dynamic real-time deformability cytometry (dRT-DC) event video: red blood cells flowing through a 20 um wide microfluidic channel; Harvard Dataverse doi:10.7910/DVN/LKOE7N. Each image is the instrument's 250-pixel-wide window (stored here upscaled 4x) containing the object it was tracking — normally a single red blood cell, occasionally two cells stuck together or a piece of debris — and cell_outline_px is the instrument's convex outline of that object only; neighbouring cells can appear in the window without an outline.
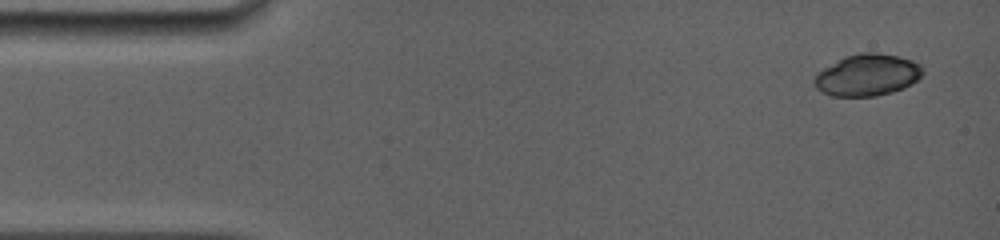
{"species": "common noctule bat (a hibernating species)", "species_latin": "Nyctalus noctula", "temperature_condition": "room temperature", "stored_images_in_passage": 5, "camera_frame_rate_fps": 5000, "um_per_image_px": 0.085, "animal": {"sex": "female", "body_mass_g": 19.0, "forearm_length_mm": 56.7}, "frame": {"image": 1, "passage_image": 1, "time_ms": 0.0, "image_size_px": [1000, 240], "cell_outline_px": [[924, 72], [912, 84], [904, 88], [892, 92], [876, 96], [832, 96], [816, 88], [812, 80], [816, 72], [844, 56], [860, 52], [876, 52], [896, 56], [912, 60], [920, 64], [924, 68]], "centroid_in_image_um": [73.71, 6.37], "position_along_channel_um": 11.3, "area_um2": 26.59}}
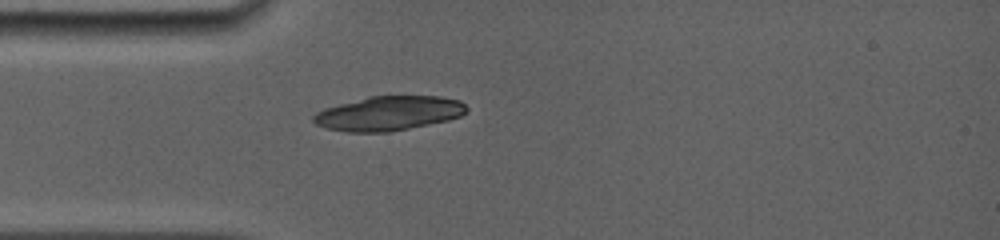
{"frame": {"image": 2, "passage_image": 5, "time_ms": 3.6, "image_size_px": [1000, 240], "cell_outline_px": [[468, 112], [460, 116], [448, 120], [388, 132], [348, 132], [328, 128], [316, 124], [312, 120], [312, 116], [316, 112], [324, 108], [368, 96], [440, 96], [460, 100], [468, 108]], "centroid_in_image_um": [33.04, 9.62], "position_along_channel_um": 52.0, "area_um2": 30.63}}